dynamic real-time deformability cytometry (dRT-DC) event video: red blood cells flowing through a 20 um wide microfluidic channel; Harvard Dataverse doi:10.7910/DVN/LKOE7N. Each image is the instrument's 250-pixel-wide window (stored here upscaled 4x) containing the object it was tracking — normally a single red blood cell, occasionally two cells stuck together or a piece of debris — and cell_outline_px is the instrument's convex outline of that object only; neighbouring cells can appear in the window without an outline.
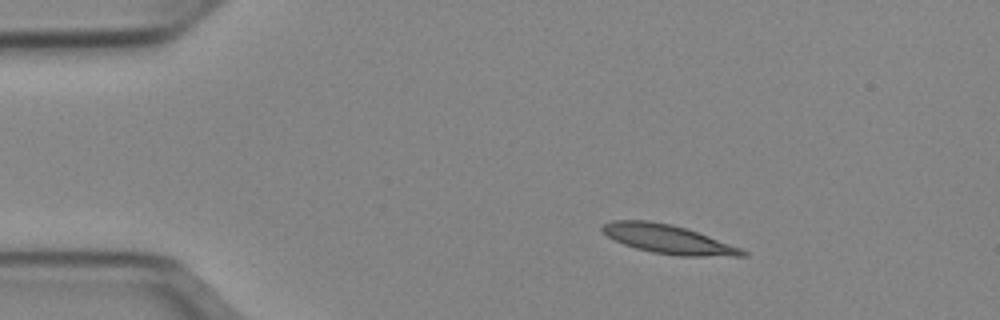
{"species": "Egyptian fruit bat (a non-hibernating species)", "species_latin": "Rousettus aegyptiacus", "temperature_condition": "cold", "stored_images_in_passage": 44, "camera_frame_rate_fps": 3000, "um_per_image_px": 0.085, "animal": {"sex": "female"}, "frame": {"image": 1, "passage_image": 1, "time_ms": 0.0, "image_size_px": [1000, 320], "cell_outline_px": [[748, 256], [680, 256], [652, 252], [636, 248], [624, 244], [608, 236], [600, 228], [604, 224], [612, 220], [648, 220], [672, 224], [708, 236], [740, 248], [748, 252]], "centroid_in_image_um": [56.78, 20.33], "position_along_channel_um": 28.2, "area_um2": 23.24}}
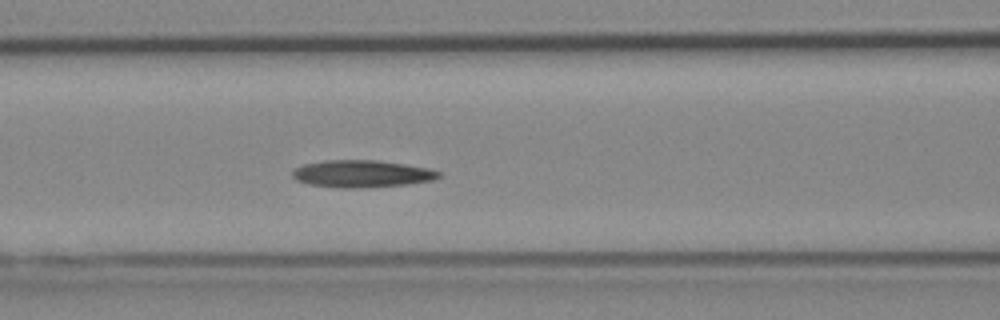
{"frame": {"image": 2, "passage_image": 14, "time_ms": 4.333, "image_size_px": [1000, 320], "cell_outline_px": [[440, 176], [432, 180], [408, 184], [368, 188], [340, 188], [308, 184], [296, 180], [292, 176], [292, 172], [296, 168], [304, 164], [324, 160], [380, 160], [428, 168], [440, 172]], "centroid_in_image_um": [30.74, 14.77], "position_along_channel_um": 135.9, "area_um2": 23.29}}
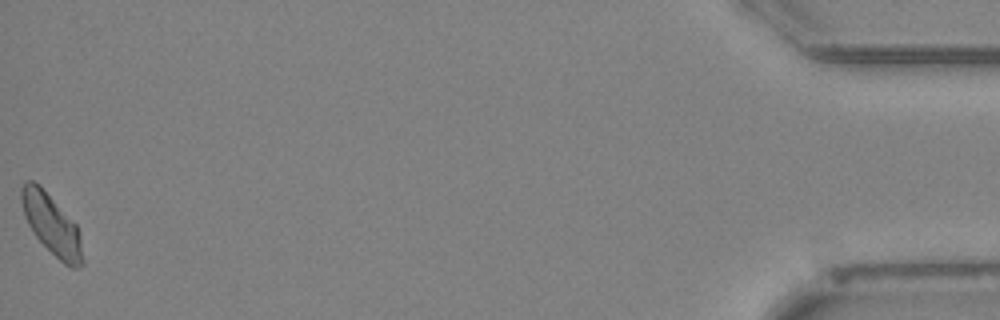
{"frame": {"image": 3, "passage_image": 44, "time_ms": 14.333, "image_size_px": [1000, 320], "cell_outline_px": [[84, 264], [76, 268], [72, 268], [64, 264], [36, 236], [28, 224], [24, 216], [20, 200], [20, 188], [24, 180], [32, 180], [40, 184], [76, 224], [80, 236], [84, 260]], "centroid_in_image_um": [4.37, 19.05], "position_along_channel_um": 430.8, "area_um2": 21.62}, "authors_computed_cell_mechanics": {"area_um2": 22.0218, "velocity_mm_per_s": 3.9215, "shape_relaxation_time_tau1_ms": 7.3049, "shape_relaxation_time_tau2_ms": 6.6142, "deformation_change_tau1": 0.1698, "deformation_change_tau2": 0.1291}}